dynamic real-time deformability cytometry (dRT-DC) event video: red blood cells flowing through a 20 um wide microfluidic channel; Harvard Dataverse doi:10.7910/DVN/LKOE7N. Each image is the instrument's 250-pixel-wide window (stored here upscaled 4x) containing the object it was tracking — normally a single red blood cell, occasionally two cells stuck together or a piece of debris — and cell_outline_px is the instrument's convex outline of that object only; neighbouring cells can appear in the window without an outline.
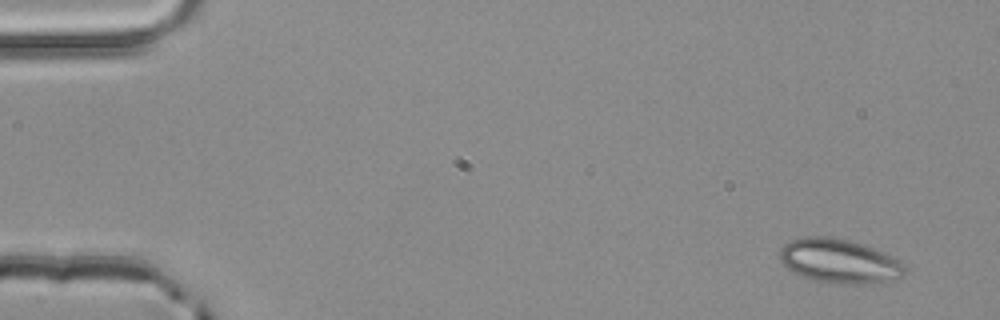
{"species": "common noctule bat (a hibernating species)", "species_latin": "Nyctalus noctula", "temperature_condition": "room temperature", "stored_images_in_passage": 4, "camera_frame_rate_fps": 3000, "um_per_image_px": 0.085, "animal": {"sex": "male", "body_mass_g": 20.4}, "frame": {"image": 1, "passage_image": 1, "time_ms": 0.0, "image_size_px": [1000, 320], "cell_outline_px": [[908, 268], [904, 276], [864, 284], [852, 284], [816, 280], [804, 276], [788, 268], [780, 260], [780, 248], [784, 244], [792, 240], [804, 236], [832, 236], [848, 240], [884, 252], [900, 260]], "centroid_in_image_um": [71.36, 22.16], "position_along_channel_um": 13.6, "area_um2": 31.73}}